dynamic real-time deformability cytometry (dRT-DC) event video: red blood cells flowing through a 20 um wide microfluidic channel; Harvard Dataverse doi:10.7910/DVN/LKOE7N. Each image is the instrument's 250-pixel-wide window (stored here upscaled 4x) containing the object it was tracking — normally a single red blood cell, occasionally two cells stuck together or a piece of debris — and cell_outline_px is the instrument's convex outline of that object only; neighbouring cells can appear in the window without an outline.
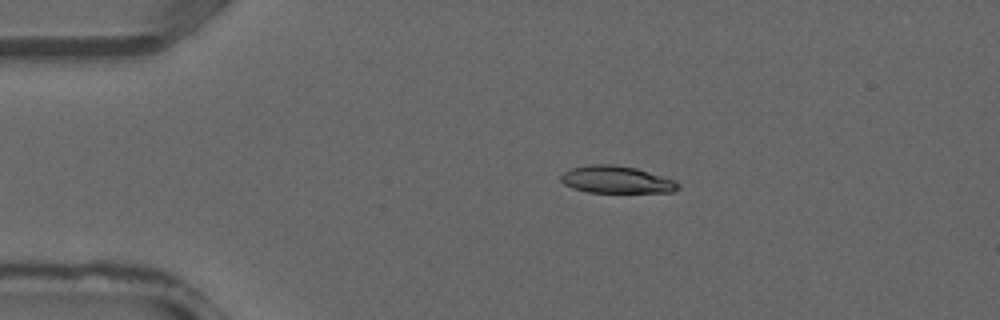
{"species": "common noctule bat (a hibernating species)", "species_latin": "Nyctalus noctula", "temperature_condition": "warm", "stored_images_in_passage": 28, "camera_frame_rate_fps": 3000, "um_per_image_px": 0.085, "animal": {"sex": "male", "forearm_length_mm": 52.5}, "frame": {"image": 1, "passage_image": 1, "time_ms": 0.0, "image_size_px": [1000, 320], "cell_outline_px": [[680, 188], [672, 192], [588, 192], [572, 188], [564, 184], [560, 180], [560, 176], [564, 172], [572, 168], [592, 164], [612, 164], [636, 168], [676, 180], [680, 184]], "centroid_in_image_um": [52.41, 15.27], "position_along_channel_um": 32.6, "area_um2": 18.61}}
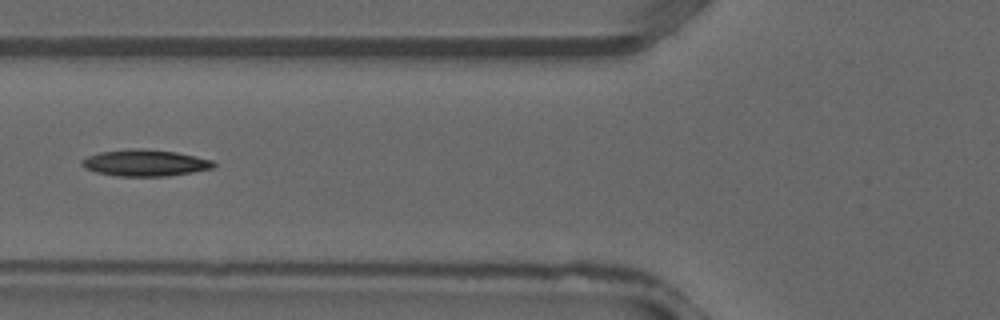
{"frame": {"image": 2, "passage_image": 8, "time_ms": 2.333, "image_size_px": [1000, 320], "cell_outline_px": [[216, 164], [212, 168], [192, 172], [168, 176], [120, 176], [96, 172], [84, 168], [80, 164], [80, 160], [88, 156], [100, 152], [136, 148], [144, 148], [176, 152], [196, 156], [212, 160]], "centroid_in_image_um": [12.31, 13.84], "position_along_channel_um": 113.5, "area_um2": 20.35}}
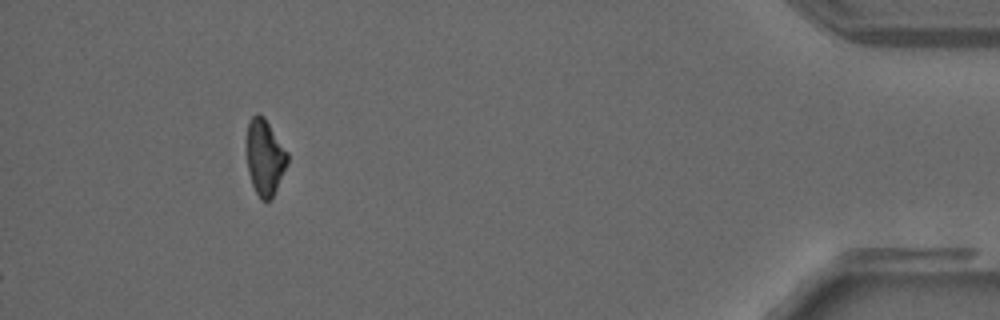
{"frame": {"image": 3, "passage_image": 28, "time_ms": 9.0, "image_size_px": [1000, 320], "cell_outline_px": [[288, 164], [272, 200], [260, 200], [252, 184], [248, 172], [244, 144], [248, 120], [256, 112], [264, 116], [288, 152]], "centroid_in_image_um": [22.48, 13.34], "position_along_channel_um": 412.7, "area_um2": 18.84}}